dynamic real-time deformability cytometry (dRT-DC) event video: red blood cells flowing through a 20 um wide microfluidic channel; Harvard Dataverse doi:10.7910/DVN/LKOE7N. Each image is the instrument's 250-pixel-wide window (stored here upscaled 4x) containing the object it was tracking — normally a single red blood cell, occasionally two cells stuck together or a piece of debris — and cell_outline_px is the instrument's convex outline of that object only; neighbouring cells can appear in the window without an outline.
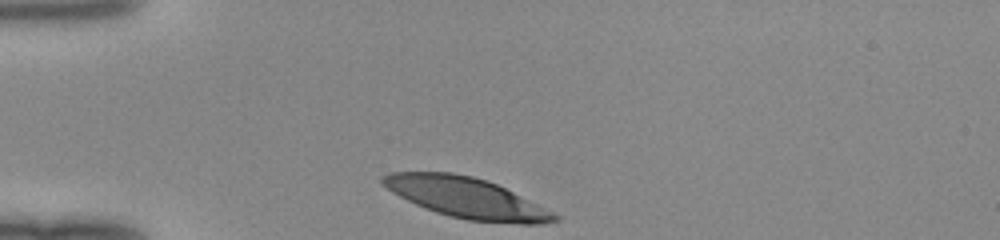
{"species": "human", "species_latin": "Homo sapiens", "temperature_condition": "room temperature", "stored_images_in_passage": 29, "camera_frame_rate_fps": 3000, "um_per_image_px": 0.085, "donor": {"sex": "female"}, "frame": {"image": 1, "passage_image": 1, "time_ms": 0.0, "image_size_px": [1000, 240], "cell_outline_px": [[560, 220], [544, 224], [520, 224], [468, 220], [436, 212], [424, 208], [392, 192], [380, 184], [380, 176], [388, 172], [452, 172], [472, 176], [496, 184], [560, 216]], "centroid_in_image_um": [39.59, 16.81], "position_along_channel_um": 45.4, "area_um2": 40.17}}
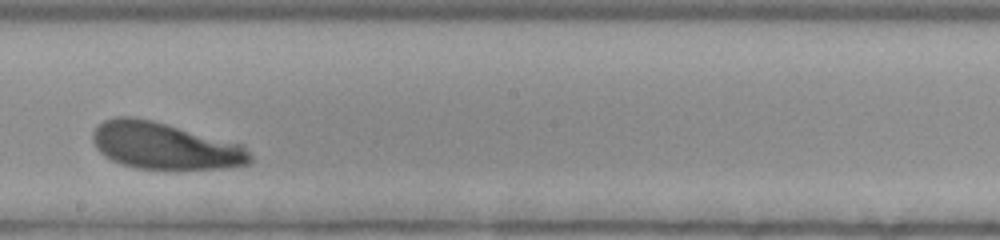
{"frame": {"image": 2, "passage_image": 17, "time_ms": 5.333, "image_size_px": [1000, 240], "cell_outline_px": [[252, 164], [224, 168], [136, 168], [120, 164], [104, 156], [96, 148], [92, 140], [92, 132], [104, 120], [116, 116], [132, 116], [152, 120], [244, 144], [252, 156]], "centroid_in_image_um": [14.02, 12.39], "position_along_channel_um": 234.2, "area_um2": 43.0}}
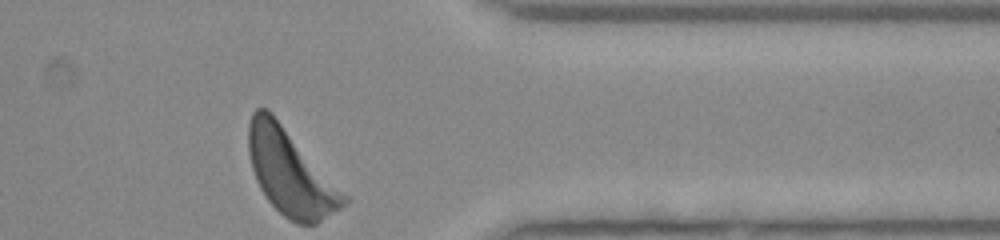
{"frame": {"image": 3, "passage_image": 29, "time_ms": 9.333, "image_size_px": [1000, 240], "cell_outline_px": [[352, 200], [316, 224], [296, 224], [288, 220], [268, 200], [260, 188], [256, 180], [252, 168], [248, 152], [248, 124], [252, 112], [256, 108], [268, 108]], "centroid_in_image_um": [24.68, 14.66], "position_along_channel_um": 386.7, "area_um2": 47.45}}